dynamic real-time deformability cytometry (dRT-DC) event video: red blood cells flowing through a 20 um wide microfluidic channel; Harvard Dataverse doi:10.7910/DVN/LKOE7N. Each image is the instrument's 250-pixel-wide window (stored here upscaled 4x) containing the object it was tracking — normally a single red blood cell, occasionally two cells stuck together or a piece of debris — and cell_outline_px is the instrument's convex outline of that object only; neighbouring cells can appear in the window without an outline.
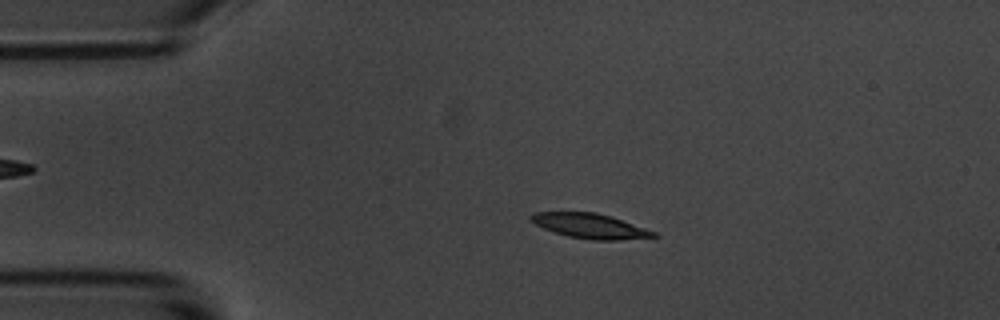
{"species": "common noctule bat (a hibernating species)", "species_latin": "Nyctalus noctula", "temperature_condition": "room temperature", "stored_images_in_passage": 4, "camera_frame_rate_fps": 3000, "um_per_image_px": 0.085, "animal": {"sex": "male", "body_mass_g": 20.1, "forearm_length_mm": 53.5}, "frame": {"image": 1, "passage_image": 3, "time_ms": 2.333, "image_size_px": [1000, 320], "cell_outline_px": [[660, 236], [620, 240], [592, 240], [568, 236], [544, 228], [528, 220], [528, 216], [532, 212], [596, 212], [612, 216], [656, 232]], "centroid_in_image_um": [50.15, 19.19], "position_along_channel_um": 34.9, "area_um2": 17.8}}